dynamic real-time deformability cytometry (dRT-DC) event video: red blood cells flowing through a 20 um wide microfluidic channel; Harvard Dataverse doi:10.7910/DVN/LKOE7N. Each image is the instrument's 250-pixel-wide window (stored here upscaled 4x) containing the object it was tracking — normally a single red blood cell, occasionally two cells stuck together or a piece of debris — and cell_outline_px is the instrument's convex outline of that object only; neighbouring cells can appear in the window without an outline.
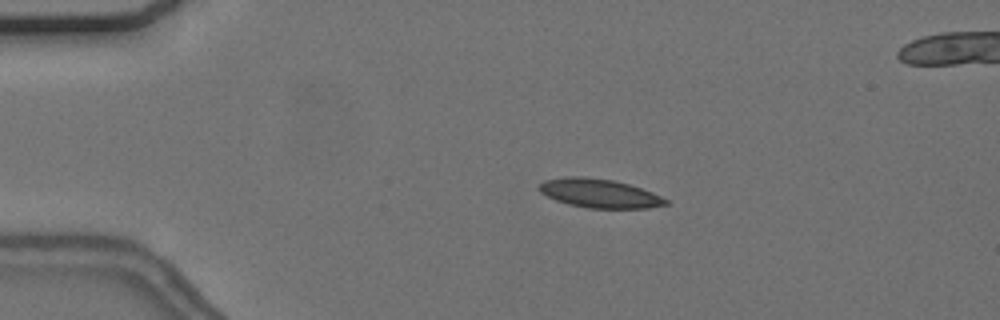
{"species": "common noctule bat (a hibernating species)", "species_latin": "Nyctalus noctula", "temperature_condition": "cold", "stored_images_in_passage": 33, "camera_frame_rate_fps": 3000, "um_per_image_px": 0.085, "animal": {"sex": "female", "body_mass_g": 24.6, "forearm_length_mm": 56.2}, "frame": {"image": 1, "passage_image": 1, "time_ms": 0.0, "image_size_px": [1000, 320], "cell_outline_px": [[668, 204], [648, 208], [588, 208], [568, 204], [556, 200], [540, 192], [540, 184], [544, 180], [564, 176], [584, 176], [612, 180], [628, 184], [652, 192], [668, 200]], "centroid_in_image_um": [50.94, 16.43], "position_along_channel_um": 34.1, "area_um2": 21.15}}
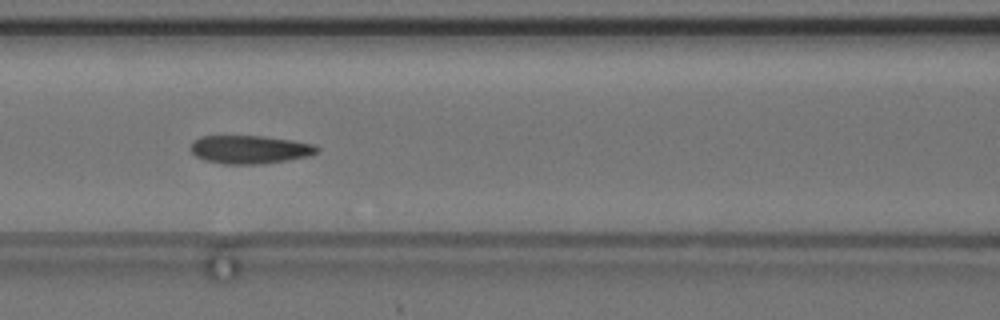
{"frame": {"image": 2, "passage_image": 14, "time_ms": 4.333, "image_size_px": [1000, 320], "cell_outline_px": [[320, 148], [316, 152], [308, 156], [288, 160], [256, 164], [224, 164], [204, 160], [196, 156], [188, 148], [192, 140], [200, 136], [264, 136], [292, 140], [316, 144]], "centroid_in_image_um": [21.2, 12.7], "position_along_channel_um": 145.4, "area_um2": 20.98}, "authors_computed_cell_mechanics": {"area_um2": 21.2126, "velocity_mm_per_s": 3.6727, "shape_relaxation_time_tau1_ms": 9.2932, "shape_relaxation_time_tau2_ms": 2.8602, "deformation_change_tau1": 0.1891, "deformation_change_tau2": 0.0787}}